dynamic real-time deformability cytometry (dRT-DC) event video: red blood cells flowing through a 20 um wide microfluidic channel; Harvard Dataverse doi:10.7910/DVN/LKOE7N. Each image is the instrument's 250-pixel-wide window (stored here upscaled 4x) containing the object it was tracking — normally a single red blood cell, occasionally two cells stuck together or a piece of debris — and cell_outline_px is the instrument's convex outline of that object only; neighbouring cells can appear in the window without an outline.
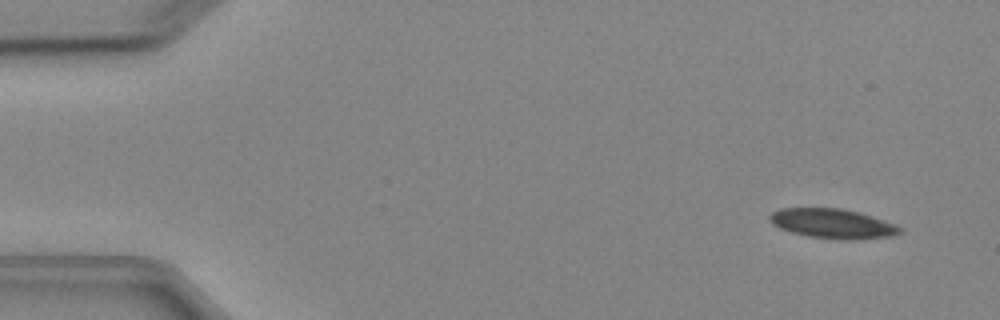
{"species": "Egyptian fruit bat (a non-hibernating species)", "species_latin": "Rousettus aegyptiacus", "temperature_condition": "cold", "stored_images_in_passage": 5, "camera_frame_rate_fps": 3000, "um_per_image_px": 0.085, "animal": {"sex": "female"}, "frame": {"image": 1, "passage_image": 2, "time_ms": 1.0, "image_size_px": [1000, 320], "cell_outline_px": [[904, 232], [892, 236], [808, 236], [792, 232], [780, 228], [772, 224], [768, 220], [768, 216], [772, 212], [780, 208], [840, 208], [860, 212], [892, 224], [900, 228]], "centroid_in_image_um": [70.64, 18.93], "position_along_channel_um": 14.4, "area_um2": 21.04}}
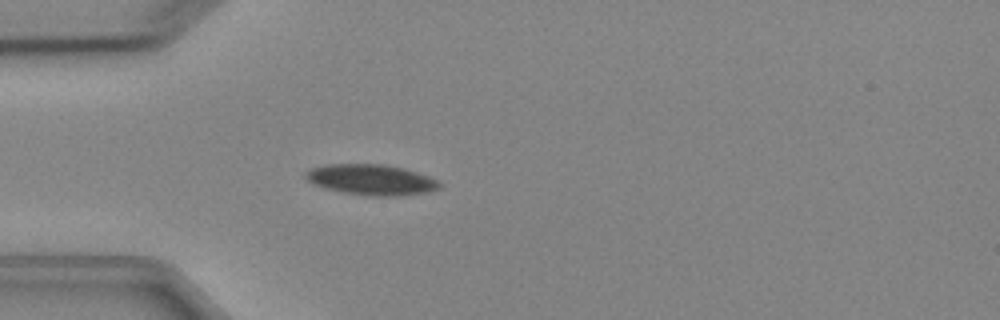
{"frame": {"image": 2, "passage_image": 5, "time_ms": 4.667, "image_size_px": [1000, 320], "cell_outline_px": [[440, 188], [428, 192], [400, 196], [368, 196], [344, 192], [324, 188], [312, 184], [304, 176], [304, 172], [312, 168], [328, 164], [384, 164], [404, 168], [428, 176], [436, 180], [440, 184]], "centroid_in_image_um": [31.54, 15.28], "position_along_channel_um": 53.5, "area_um2": 23.93}}